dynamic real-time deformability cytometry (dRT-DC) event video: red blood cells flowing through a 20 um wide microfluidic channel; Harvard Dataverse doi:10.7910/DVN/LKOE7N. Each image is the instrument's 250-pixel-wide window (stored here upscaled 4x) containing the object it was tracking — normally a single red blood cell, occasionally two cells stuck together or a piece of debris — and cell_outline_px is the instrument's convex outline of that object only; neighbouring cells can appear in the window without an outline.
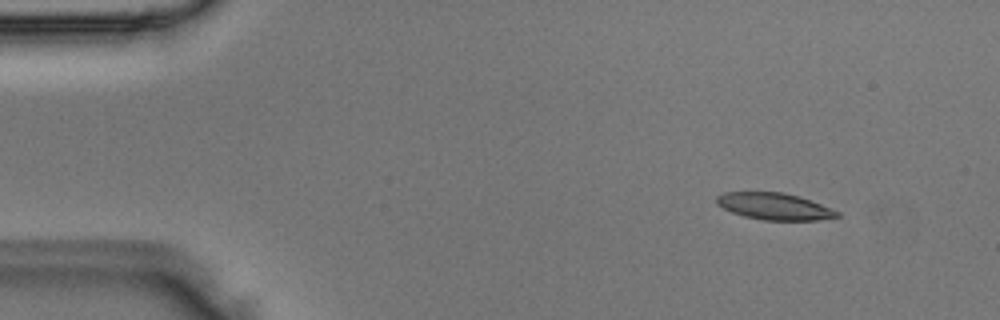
{"species": "Egyptian fruit bat (a non-hibernating species)", "species_latin": "Rousettus aegyptiacus", "temperature_condition": "room temperature", "stored_images_in_passage": 3, "camera_frame_rate_fps": 3000, "um_per_image_px": 0.085, "animal": {"sex": "male"}, "frame": {"image": 1, "passage_image": 1, "time_ms": 0.0, "image_size_px": [1000, 320], "cell_outline_px": [[840, 216], [820, 220], [764, 220], [744, 216], [732, 212], [716, 204], [716, 196], [724, 192], [784, 192], [800, 196], [840, 212]], "centroid_in_image_um": [65.82, 17.53], "position_along_channel_um": 19.2, "area_um2": 18.79}}